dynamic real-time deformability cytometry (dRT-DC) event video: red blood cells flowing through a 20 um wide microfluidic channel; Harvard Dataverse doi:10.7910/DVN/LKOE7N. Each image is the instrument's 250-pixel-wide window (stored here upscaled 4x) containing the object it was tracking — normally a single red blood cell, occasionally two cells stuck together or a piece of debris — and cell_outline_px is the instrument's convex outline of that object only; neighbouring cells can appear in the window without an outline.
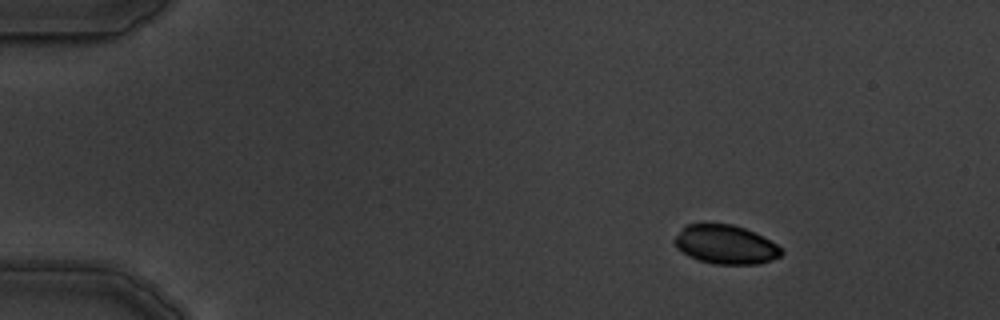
{"species": "common noctule bat (a hibernating species)", "species_latin": "Nyctalus noctula", "temperature_condition": "warm", "stored_images_in_passage": 5, "camera_frame_rate_fps": 3000, "um_per_image_px": 0.085, "animal": {"sex": "male", "body_mass_g": 19.5, "forearm_length_mm": 54.6}, "frame": {"image": 1, "passage_image": 2, "time_ms": 1.0, "image_size_px": [1000, 320], "cell_outline_px": [[784, 252], [780, 256], [756, 264], [716, 264], [700, 260], [688, 256], [676, 248], [672, 240], [688, 224], [704, 220], [732, 224], [744, 228], [776, 244]], "centroid_in_image_um": [61.59, 20.74], "position_along_channel_um": 23.4, "area_um2": 24.39}}
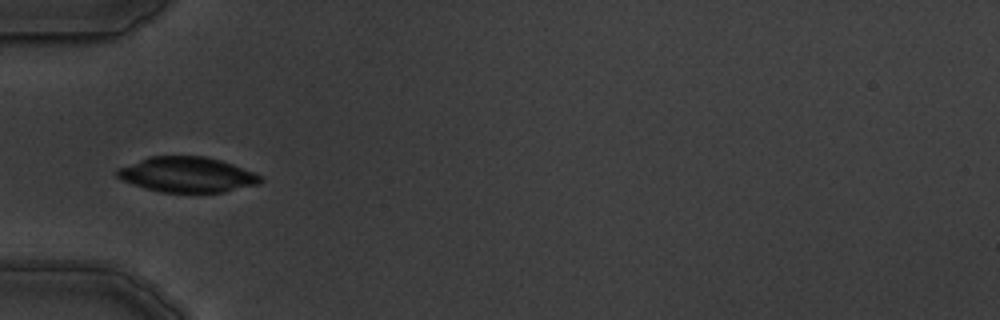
{"frame": {"image": 2, "passage_image": 5, "time_ms": 4.667, "image_size_px": [1000, 320], "cell_outline_px": [[264, 180], [260, 184], [224, 192], [160, 192], [132, 184], [116, 176], [116, 168], [148, 156], [204, 156], [220, 160], [232, 164], [252, 172], [260, 176]], "centroid_in_image_um": [15.88, 14.84], "position_along_channel_um": 69.1, "area_um2": 29.42}}